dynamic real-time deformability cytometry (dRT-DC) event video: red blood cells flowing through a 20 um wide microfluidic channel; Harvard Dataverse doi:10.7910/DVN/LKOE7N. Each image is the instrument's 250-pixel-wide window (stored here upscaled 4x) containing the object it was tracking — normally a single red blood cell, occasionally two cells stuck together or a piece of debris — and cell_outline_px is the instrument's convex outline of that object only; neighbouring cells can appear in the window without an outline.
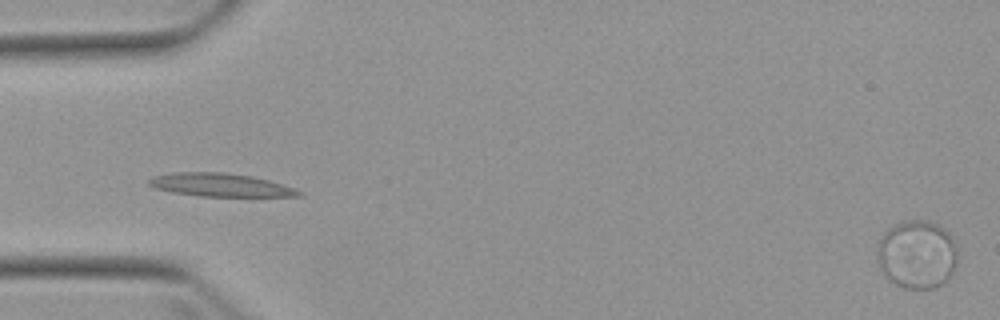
{"species": "Egyptian fruit bat (a non-hibernating species)", "species_latin": "Rousettus aegyptiacus", "temperature_condition": "warm", "stored_images_in_passage": 4, "camera_frame_rate_fps": 3000, "um_per_image_px": 0.085, "animal": {"sex": "female"}, "frame": {"image": 1, "passage_image": 4, "time_ms": 4.0, "image_size_px": [1000, 320], "cell_outline_px": [[960, 248], [956, 264], [952, 272], [936, 288], [904, 288], [896, 284], [880, 268], [876, 256], [876, 244], [880, 236], [888, 228], [904, 220], [928, 220], [940, 224], [956, 240]], "centroid_in_image_um": [77.97, 21.57], "position_along_channel_um": 7.0, "area_um2": 32.6}}